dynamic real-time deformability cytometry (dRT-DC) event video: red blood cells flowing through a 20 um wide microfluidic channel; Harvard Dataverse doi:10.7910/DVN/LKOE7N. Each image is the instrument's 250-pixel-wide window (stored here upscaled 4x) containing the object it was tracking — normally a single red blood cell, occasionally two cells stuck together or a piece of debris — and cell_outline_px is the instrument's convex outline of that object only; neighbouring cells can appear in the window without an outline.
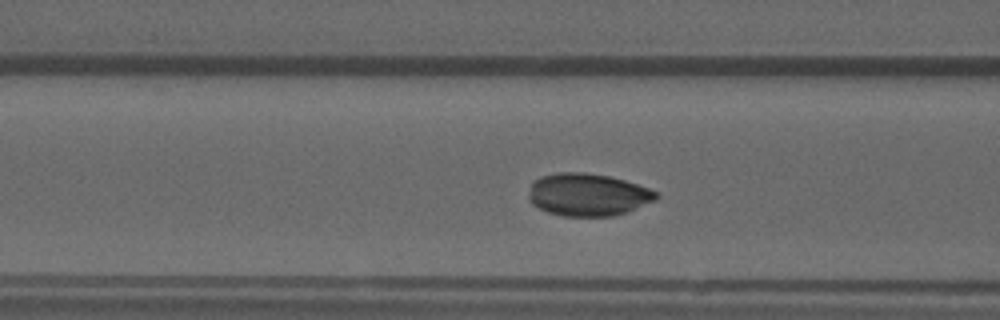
{"species": "common noctule bat (a hibernating species)", "species_latin": "Nyctalus noctula", "temperature_condition": "warm", "stored_images_in_passage": 47, "camera_frame_rate_fps": 3000, "um_per_image_px": 0.085, "animal": {"sex": "male", "forearm_length_mm": 52.5}, "frame": {"image": 1, "passage_image": 15, "time_ms": 4.667, "image_size_px": [1000, 320], "cell_outline_px": [[660, 196], [656, 200], [624, 212], [612, 216], [564, 216], [548, 212], [532, 204], [528, 200], [528, 196], [532, 184], [540, 176], [560, 172], [584, 172], [608, 176], [624, 180], [648, 188], [656, 192]], "centroid_in_image_um": [49.95, 16.54], "position_along_channel_um": 116.7, "area_um2": 31.33}}
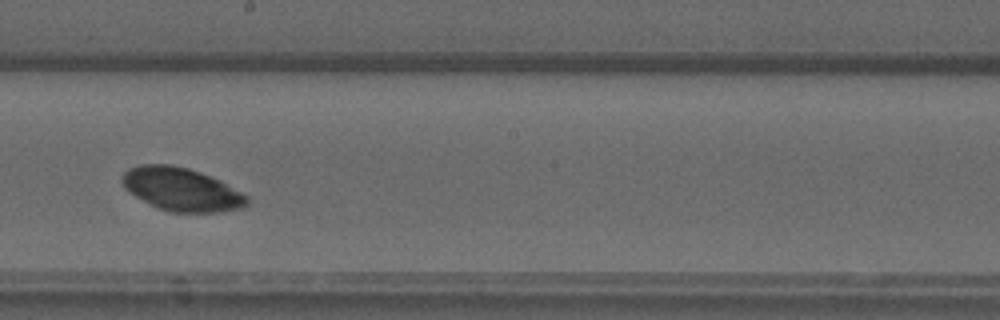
{"frame": {"image": 2, "passage_image": 24, "time_ms": 7.667, "image_size_px": [1000, 320], "cell_outline_px": [[248, 204], [244, 208], [220, 212], [168, 212], [156, 208], [128, 192], [124, 188], [124, 172], [128, 168], [140, 164], [172, 164], [188, 168], [200, 172], [220, 180], [248, 196]], "centroid_in_image_um": [15.44, 16.1], "position_along_channel_um": 232.8, "area_um2": 31.56}}
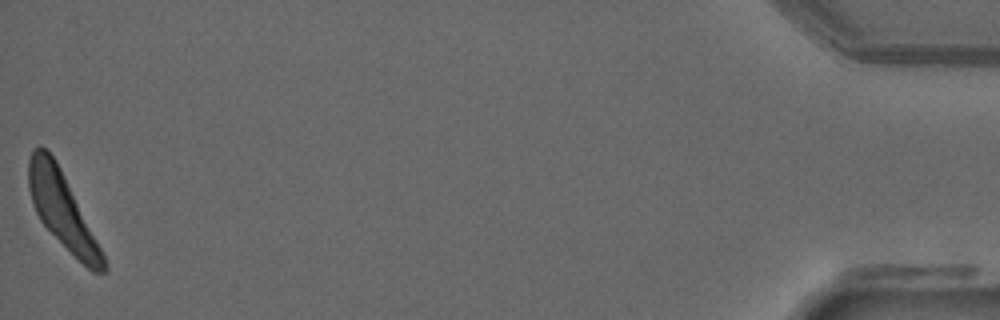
{"frame": {"image": 3, "passage_image": 47, "time_ms": 15.333, "image_size_px": [1000, 320], "cell_outline_px": [[108, 268], [104, 272], [92, 272], [40, 220], [36, 212], [28, 188], [28, 160], [32, 152], [40, 144], [56, 160], [108, 264]], "centroid_in_image_um": [5.27, 17.82], "position_along_channel_um": 429.9, "area_um2": 31.33}}